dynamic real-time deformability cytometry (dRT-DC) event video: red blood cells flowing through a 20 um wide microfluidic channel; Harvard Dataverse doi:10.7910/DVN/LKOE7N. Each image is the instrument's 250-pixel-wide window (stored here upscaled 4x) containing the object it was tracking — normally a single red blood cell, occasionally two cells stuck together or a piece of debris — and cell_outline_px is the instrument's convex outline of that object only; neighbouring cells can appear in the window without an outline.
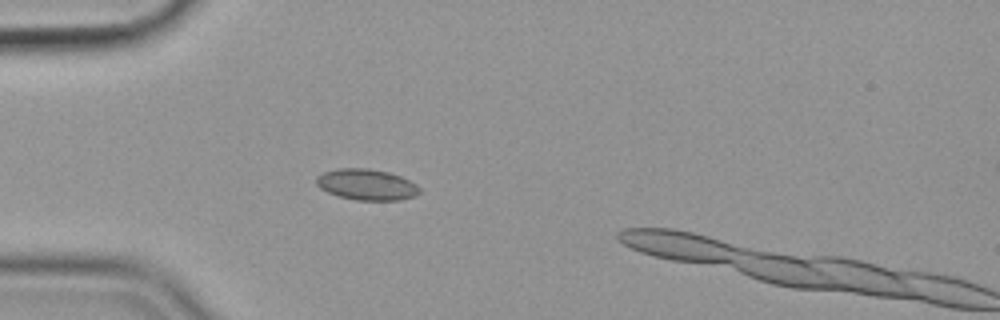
{"species": "common noctule bat (a hibernating species)", "species_latin": "Nyctalus noctula", "temperature_condition": "cold", "stored_images_in_passage": 51, "camera_frame_rate_fps": 3000, "um_per_image_px": 0.085, "animal": {"sex": "female", "body_mass_g": 19.9}, "frame": {"image": 1, "passage_image": 16, "time_ms": 5.0, "image_size_px": [1000, 320], "cell_outline_px": [[420, 192], [416, 196], [400, 200], [356, 200], [340, 196], [328, 192], [320, 188], [316, 184], [316, 176], [324, 172], [340, 168], [364, 168], [388, 172], [400, 176], [416, 184], [420, 188]], "centroid_in_image_um": [31.17, 15.69], "position_along_channel_um": 53.8, "area_um2": 18.55}}
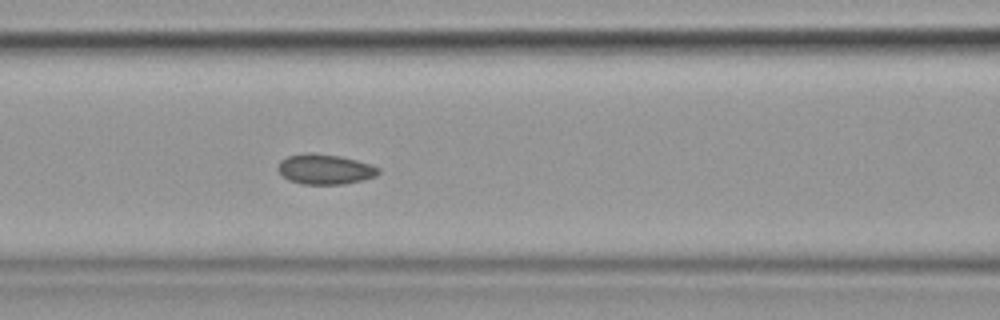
{"frame": {"image": 2, "passage_image": 24, "time_ms": 7.667, "image_size_px": [1000, 320], "cell_outline_px": [[380, 172], [376, 176], [344, 184], [300, 184], [288, 180], [276, 168], [280, 160], [288, 156], [308, 152], [312, 152], [340, 156], [356, 160], [380, 168]], "centroid_in_image_um": [27.59, 14.38], "position_along_channel_um": 139.0, "area_um2": 17.63}}
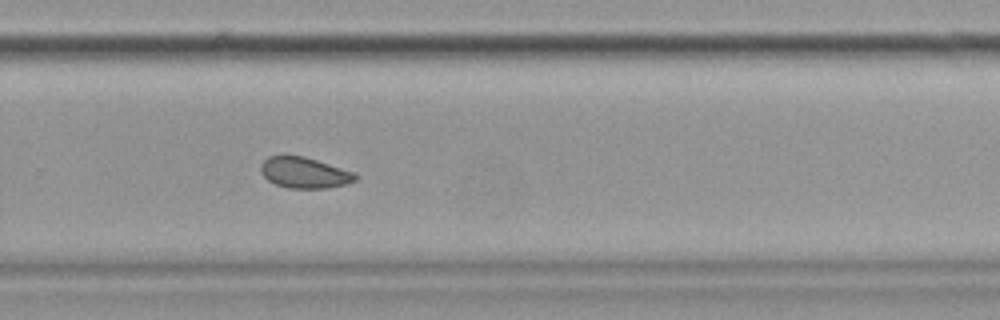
{"frame": {"image": 3, "passage_image": 38, "time_ms": 12.333, "image_size_px": [1000, 320], "cell_outline_px": [[360, 176], [356, 180], [344, 184], [328, 188], [288, 188], [276, 184], [268, 180], [260, 172], [260, 164], [268, 156], [284, 152], [304, 156], [356, 172]], "centroid_in_image_um": [25.85, 14.63], "position_along_channel_um": 304.0, "area_um2": 17.63}, "authors_computed_cell_mechanics": {"area_um2": 17.9758, "velocity_mm_per_s": 3.553, "shape_relaxation_time_tau1_ms": null, "shape_relaxation_time_tau2_ms": 3.1389, "deformation_change_tau1": null, "deformation_change_tau2": 0.063}}